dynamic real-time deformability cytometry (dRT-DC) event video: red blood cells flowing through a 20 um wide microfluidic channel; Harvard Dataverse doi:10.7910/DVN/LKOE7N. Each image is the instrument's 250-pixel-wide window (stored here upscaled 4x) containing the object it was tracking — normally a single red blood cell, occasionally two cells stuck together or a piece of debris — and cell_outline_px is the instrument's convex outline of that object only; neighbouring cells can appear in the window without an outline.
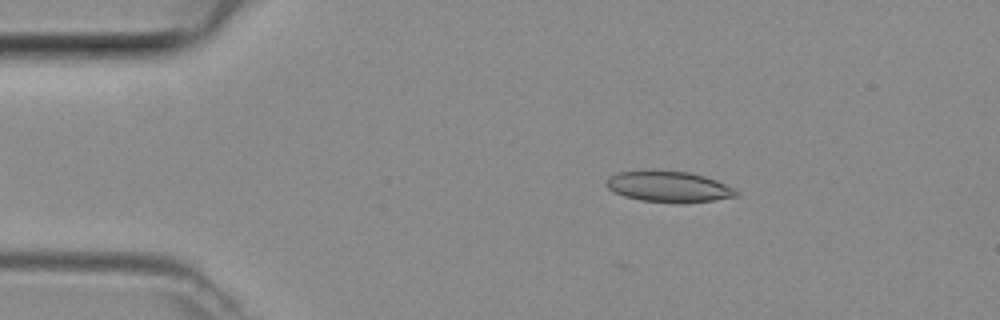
{"species": "common noctule bat (a hibernating species)", "species_latin": "Nyctalus noctula", "temperature_condition": "room temperature", "stored_images_in_passage": 21, "camera_frame_rate_fps": 3000, "um_per_image_px": 0.085, "animal": {"sex": "female", "body_mass_g": 29.2, "forearm_length_mm": 56.3}, "frame": {"image": 1, "passage_image": 7, "time_ms": 2.0, "image_size_px": [1000, 320], "cell_outline_px": [[740, 192], [736, 196], [712, 200], [680, 204], [640, 200], [624, 196], [612, 192], [604, 184], [612, 176], [620, 172], [688, 172], [704, 176], [716, 180]], "centroid_in_image_um": [56.85, 15.91], "position_along_channel_um": 28.1, "area_um2": 22.83}}
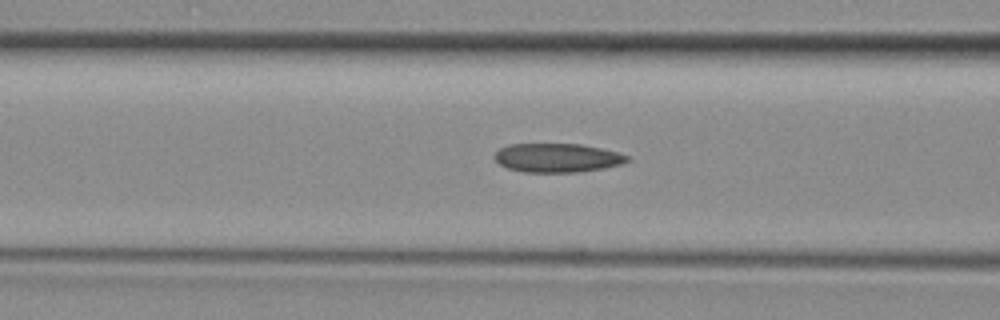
{"frame": {"image": 2, "passage_image": 17, "time_ms": 5.333, "image_size_px": [1000, 320], "cell_outline_px": [[632, 160], [620, 164], [604, 168], [580, 172], [524, 172], [508, 168], [500, 164], [492, 156], [500, 148], [508, 144], [580, 144], [620, 152], [628, 156]], "centroid_in_image_um": [47.38, 13.41], "position_along_channel_um": 119.2, "area_um2": 22.43}}
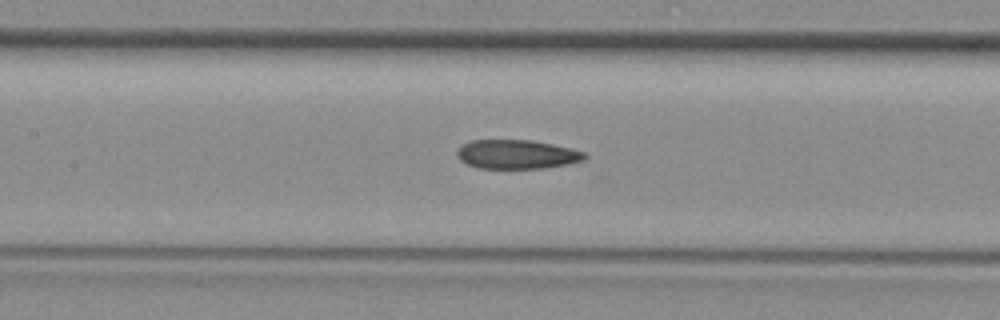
{"frame": {"image": 3, "passage_image": 20, "time_ms": 6.333, "image_size_px": [1000, 320], "cell_outline_px": [[588, 156], [584, 160], [568, 164], [544, 168], [476, 168], [460, 160], [456, 156], [456, 152], [464, 144], [472, 140], [532, 140], [552, 144], [584, 152]], "centroid_in_image_um": [43.93, 13.12], "position_along_channel_um": 163.5, "area_um2": 21.5}}